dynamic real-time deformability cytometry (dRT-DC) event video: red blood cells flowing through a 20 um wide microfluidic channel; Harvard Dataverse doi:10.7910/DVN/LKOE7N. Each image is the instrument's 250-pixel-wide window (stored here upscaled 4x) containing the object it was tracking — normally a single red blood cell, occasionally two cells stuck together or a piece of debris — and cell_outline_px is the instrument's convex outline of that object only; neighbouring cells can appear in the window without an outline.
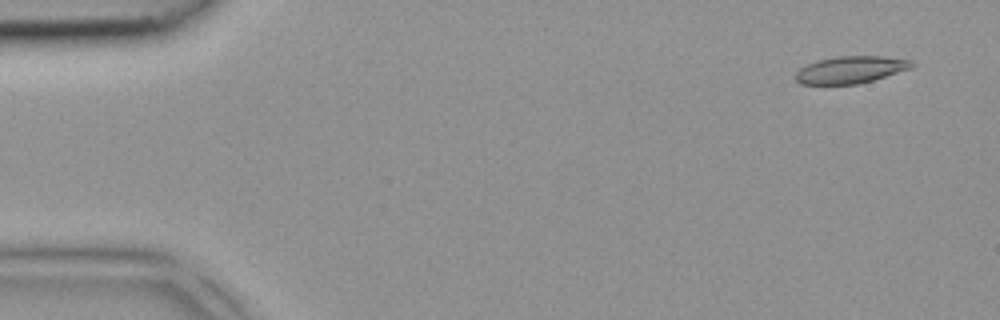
{"species": "common noctule bat (a hibernating species)", "species_latin": "Nyctalus noctula", "temperature_condition": "room temperature", "stored_images_in_passage": 4, "camera_frame_rate_fps": 3000, "um_per_image_px": 0.085, "animal": {"sex": "female", "body_mass_g": 18.4}, "frame": {"image": 1, "passage_image": 1, "time_ms": 0.0, "image_size_px": [1000, 320], "cell_outline_px": [[916, 64], [912, 68], [860, 84], [800, 84], [796, 80], [796, 72], [800, 68], [816, 60], [836, 56], [884, 56], [912, 60]], "centroid_in_image_um": [72.33, 5.92], "position_along_channel_um": 12.7, "area_um2": 18.5}}
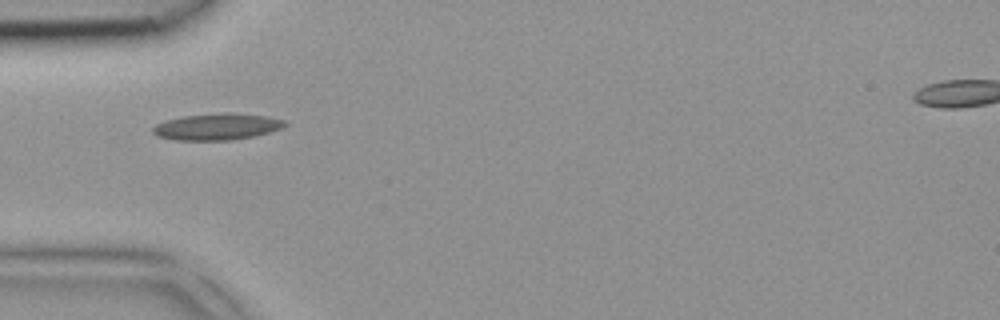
{"frame": {"image": 2, "passage_image": 4, "time_ms": 1.0, "image_size_px": [1000, 320], "cell_outline_px": [[288, 124], [284, 128], [256, 136], [232, 140], [176, 140], [156, 136], [152, 132], [152, 128], [156, 124], [168, 120], [184, 116], [224, 112], [232, 112], [268, 116], [284, 120]], "centroid_in_image_um": [18.5, 10.77], "position_along_channel_um": 66.5, "area_um2": 20.63}}